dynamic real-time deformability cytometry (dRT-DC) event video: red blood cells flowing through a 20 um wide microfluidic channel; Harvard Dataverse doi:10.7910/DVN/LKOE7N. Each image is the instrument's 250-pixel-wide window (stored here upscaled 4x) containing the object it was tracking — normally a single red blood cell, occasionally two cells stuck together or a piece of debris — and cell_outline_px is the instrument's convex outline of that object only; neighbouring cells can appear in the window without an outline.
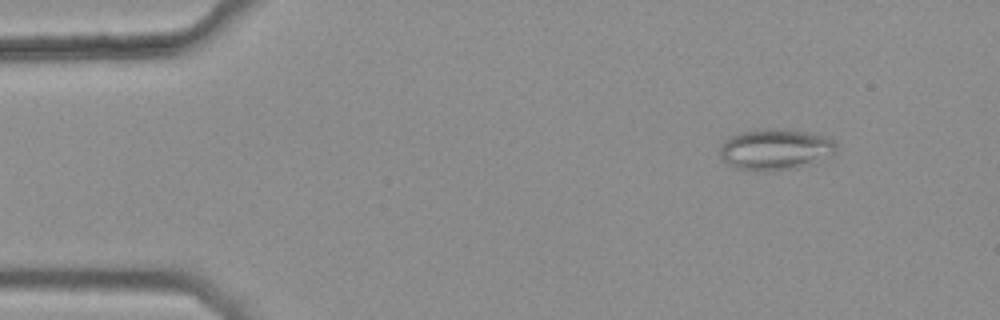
{"species": "common noctule bat (a hibernating species)", "species_latin": "Nyctalus noctula", "temperature_condition": "warm", "stored_images_in_passage": 8, "camera_frame_rate_fps": 3000, "um_per_image_px": 0.085, "animal": {"sex": "female", "body_mass_g": 25.1}, "frame": {"image": 1, "passage_image": 2, "time_ms": 0.333, "image_size_px": [1000, 320], "cell_outline_px": [[836, 152], [832, 156], [796, 168], [764, 172], [756, 172], [740, 168], [728, 164], [720, 156], [720, 144], [724, 140], [732, 136], [744, 132], [764, 128], [808, 132], [824, 136], [832, 140], [836, 144]], "centroid_in_image_um": [65.9, 12.72], "position_along_channel_um": 19.1, "area_um2": 27.74}}
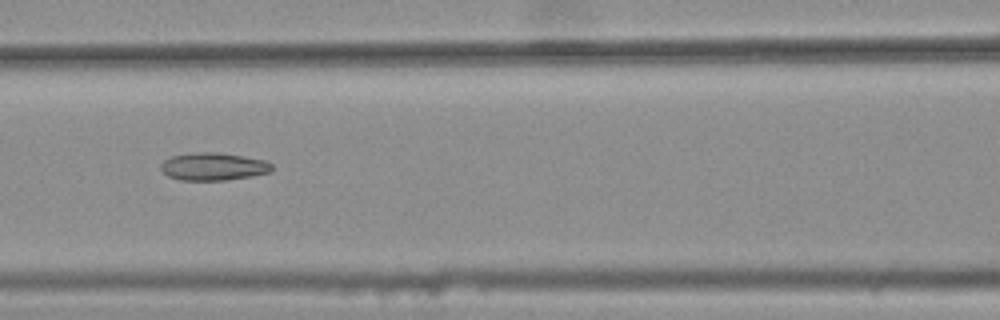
{"frame": {"image": 2, "passage_image": 7, "time_ms": 2.0, "image_size_px": [1000, 320], "cell_outline_px": [[272, 172], [252, 176], [224, 180], [180, 180], [168, 176], [160, 168], [160, 164], [164, 160], [172, 156], [196, 152], [216, 152], [244, 156], [264, 160], [272, 164]], "centroid_in_image_um": [18.14, 14.15], "position_along_channel_um": 148.5, "area_um2": 17.92}}
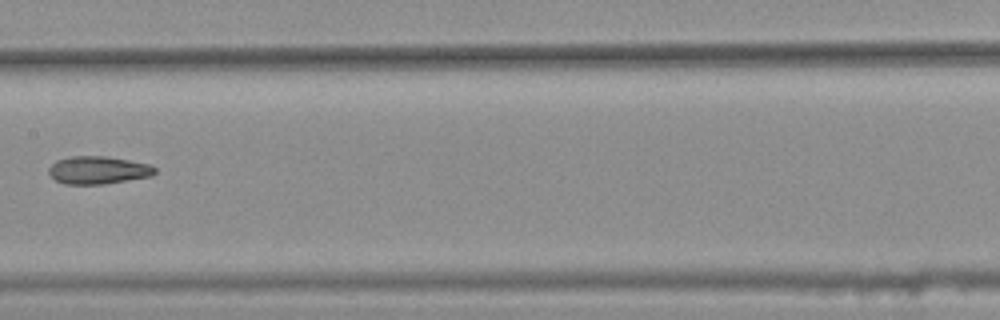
{"frame": {"image": 3, "passage_image": 8, "time_ms": 2.333, "image_size_px": [1000, 320], "cell_outline_px": [[156, 172], [152, 176], [104, 184], [64, 184], [56, 180], [48, 172], [48, 168], [56, 160], [68, 156], [104, 156], [152, 164], [156, 168]], "centroid_in_image_um": [8.35, 14.45], "position_along_channel_um": 199.1, "area_um2": 17.28}}